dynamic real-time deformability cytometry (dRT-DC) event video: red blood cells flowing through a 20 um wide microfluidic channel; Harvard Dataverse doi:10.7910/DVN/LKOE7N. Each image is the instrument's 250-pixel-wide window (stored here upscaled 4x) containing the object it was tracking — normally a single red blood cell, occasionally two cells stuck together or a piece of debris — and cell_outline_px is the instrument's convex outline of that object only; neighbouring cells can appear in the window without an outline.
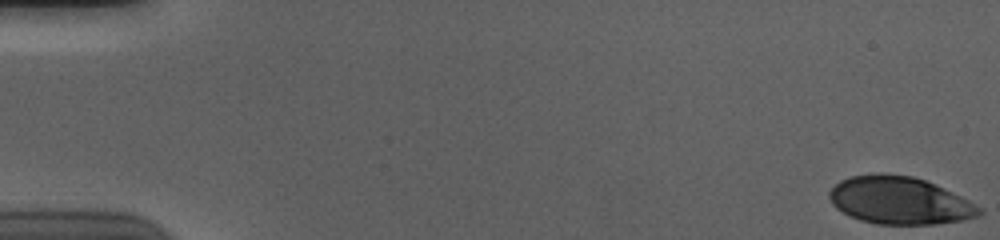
{"species": "human", "species_latin": "Homo sapiens", "temperature_condition": "cold", "stored_images_in_passage": 12, "camera_frame_rate_fps": 3000, "um_per_image_px": 0.085, "donor": {"sex": "male"}, "frame": {"image": 1, "passage_image": 1, "time_ms": 0.0, "image_size_px": [1000, 240], "cell_outline_px": [[984, 212], [976, 216], [960, 220], [932, 224], [876, 224], [860, 220], [836, 208], [832, 204], [828, 196], [828, 192], [840, 180], [852, 176], [912, 176], [924, 180], [960, 196], [968, 200], [980, 208]], "centroid_in_image_um": [76.44, 17.08], "position_along_channel_um": 8.6, "area_um2": 40.23}}